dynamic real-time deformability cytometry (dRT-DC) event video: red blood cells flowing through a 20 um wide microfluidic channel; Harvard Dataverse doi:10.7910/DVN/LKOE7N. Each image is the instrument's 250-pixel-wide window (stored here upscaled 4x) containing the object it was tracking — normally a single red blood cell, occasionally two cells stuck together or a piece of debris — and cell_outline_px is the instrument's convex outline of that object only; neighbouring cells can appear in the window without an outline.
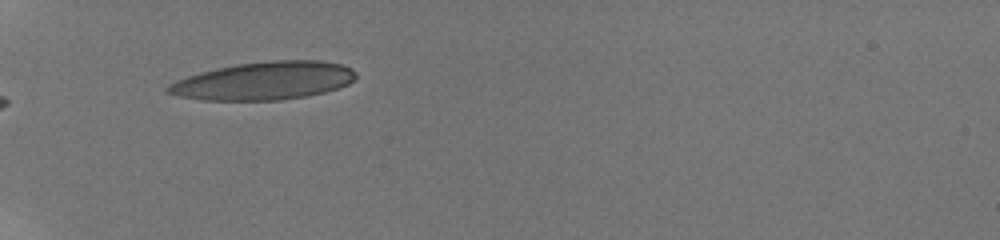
{"species": "human", "species_latin": "Homo sapiens", "temperature_condition": "room temperature", "stored_images_in_passage": 4, "camera_frame_rate_fps": 3000, "um_per_image_px": 0.085, "donor": {"sex": "male"}, "frame": {"image": 1, "passage_image": 1, "time_ms": 0.0, "image_size_px": [1000, 240], "cell_outline_px": [[356, 76], [348, 84], [324, 92], [308, 96], [280, 100], [204, 100], [180, 96], [164, 92], [164, 88], [168, 84], [176, 80], [200, 72], [216, 68], [236, 64], [268, 60], [320, 60], [344, 64], [352, 68], [356, 72]], "centroid_in_image_um": [22.43, 6.86], "position_along_channel_um": 62.6, "area_um2": 41.85}}
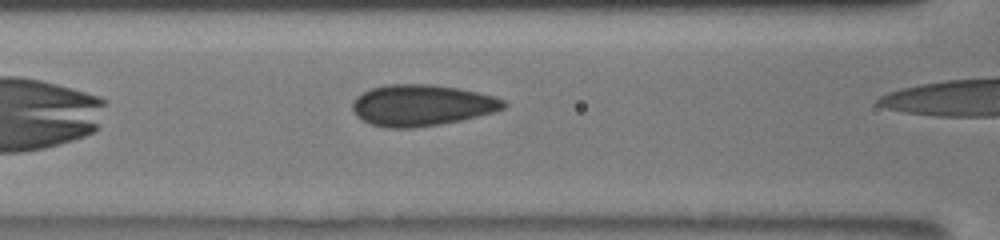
{"frame": {"image": 2, "passage_image": 3, "time_ms": 1.0, "image_size_px": [1000, 240], "cell_outline_px": [[508, 104], [504, 108], [492, 112], [460, 120], [440, 124], [412, 128], [388, 128], [372, 124], [356, 116], [352, 108], [352, 100], [356, 96], [372, 88], [388, 84], [432, 84], [456, 88], [476, 92], [492, 96], [504, 100]], "centroid_in_image_um": [35.81, 8.94], "position_along_channel_um": 130.8, "area_um2": 36.07}}